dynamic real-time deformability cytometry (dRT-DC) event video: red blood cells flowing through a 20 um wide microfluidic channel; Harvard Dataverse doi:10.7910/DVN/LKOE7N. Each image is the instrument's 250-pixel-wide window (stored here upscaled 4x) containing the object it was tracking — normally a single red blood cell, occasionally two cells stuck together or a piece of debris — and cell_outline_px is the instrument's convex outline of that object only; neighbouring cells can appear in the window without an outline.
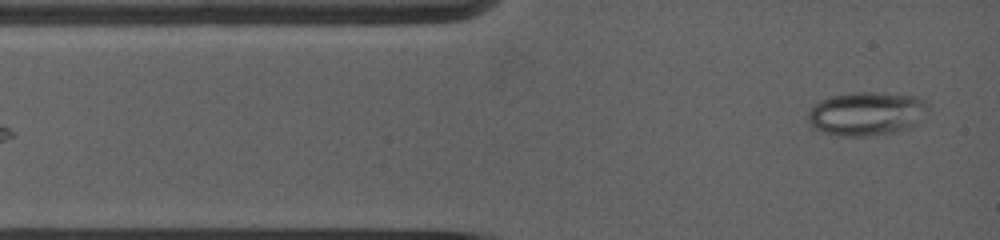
{"species": "common noctule bat (a hibernating species)", "species_latin": "Nyctalus noctula", "temperature_condition": "warm", "stored_images_in_passage": 5, "camera_frame_rate_fps": 5000, "um_per_image_px": 0.085, "animal": {"sex": "female", "body_mass_g": 19.0, "forearm_length_mm": 53.3}, "frame": {"image": 1, "passage_image": 1, "time_ms": 0.0, "image_size_px": [1000, 240], "cell_outline_px": [[928, 108], [916, 124], [912, 128], [896, 132], [868, 136], [840, 136], [824, 132], [812, 128], [808, 120], [808, 112], [816, 104], [832, 96], [852, 92], [876, 92], [916, 96], [928, 100]], "centroid_in_image_um": [73.69, 9.66], "position_along_channel_um": 11.3, "area_um2": 30.69}}